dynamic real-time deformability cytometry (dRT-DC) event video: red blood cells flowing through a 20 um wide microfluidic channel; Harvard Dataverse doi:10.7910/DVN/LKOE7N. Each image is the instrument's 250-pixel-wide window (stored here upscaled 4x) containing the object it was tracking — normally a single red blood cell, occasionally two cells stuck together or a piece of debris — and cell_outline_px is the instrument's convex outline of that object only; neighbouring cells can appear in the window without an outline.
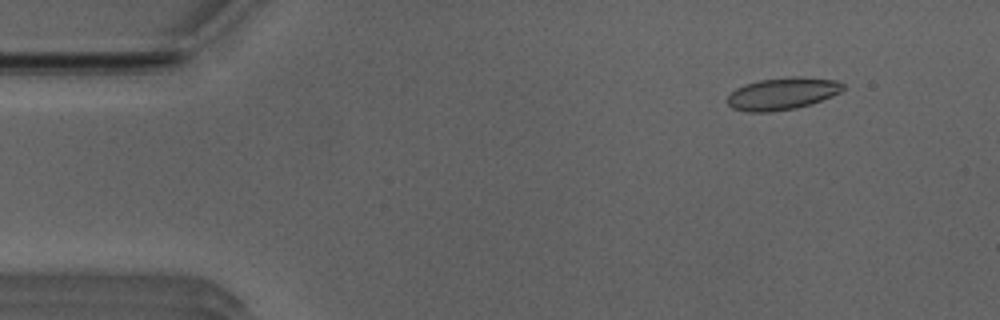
{"species": "Egyptian fruit bat (a non-hibernating species)", "species_latin": "Rousettus aegyptiacus", "temperature_condition": "room temperature", "stored_images_in_passage": 52, "camera_frame_rate_fps": 3000, "um_per_image_px": 0.085, "animal": {"sex": "male"}, "frame": {"image": 1, "passage_image": 6, "time_ms": 1.667, "image_size_px": [1000, 320], "cell_outline_px": [[844, 88], [840, 92], [832, 96], [796, 108], [772, 112], [748, 112], [732, 108], [728, 104], [728, 96], [736, 88], [744, 84], [760, 80], [784, 76], [800, 76], [836, 80], [844, 84]], "centroid_in_image_um": [66.49, 7.94], "position_along_channel_um": 18.5, "area_um2": 21.73}}
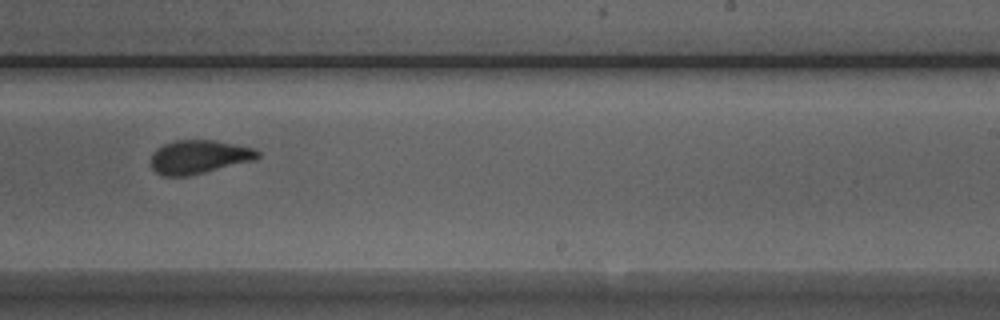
{"frame": {"image": 2, "passage_image": 32, "time_ms": 10.333, "image_size_px": [1000, 320], "cell_outline_px": [[260, 156], [256, 160], [188, 176], [160, 176], [152, 168], [152, 152], [156, 148], [172, 140], [216, 140], [256, 148], [260, 152]], "centroid_in_image_um": [16.93, 13.33], "position_along_channel_um": 272.1, "area_um2": 21.21}}
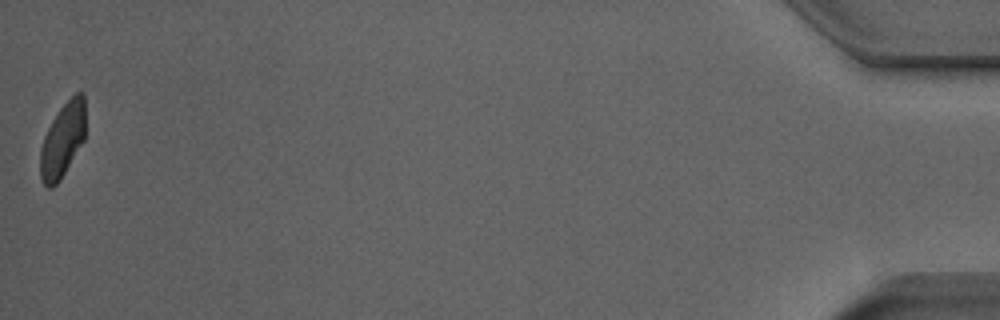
{"frame": {"image": 3, "passage_image": 52, "time_ms": 17.0, "image_size_px": [1000, 320], "cell_outline_px": [[84, 140], [60, 180], [52, 188], [48, 188], [44, 184], [40, 176], [40, 148], [44, 136], [52, 120], [60, 108], [76, 92], [84, 92]], "centroid_in_image_um": [5.31, 11.92], "position_along_channel_um": 429.9, "area_um2": 19.42}, "authors_computed_cell_mechanics": {"area_um2": 21.2126, "velocity_mm_per_s": 3.9274, "shape_relaxation_time_tau1_ms": 5.2847, "shape_relaxation_time_tau2_ms": 1.1612, "deformation_change_tau1": 0.1499, "deformation_change_tau2": 0.0606}}